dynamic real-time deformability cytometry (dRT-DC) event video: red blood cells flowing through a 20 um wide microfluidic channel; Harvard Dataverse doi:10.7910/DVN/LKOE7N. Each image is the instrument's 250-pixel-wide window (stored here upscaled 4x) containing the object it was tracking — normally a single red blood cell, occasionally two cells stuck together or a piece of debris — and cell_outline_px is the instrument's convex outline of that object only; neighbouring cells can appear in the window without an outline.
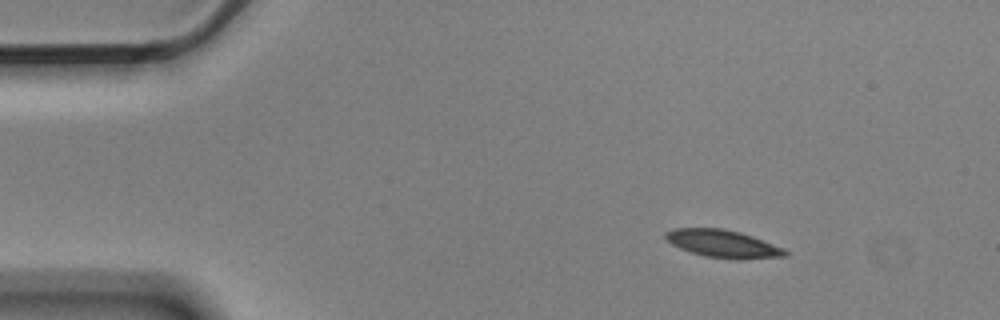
{"species": "Egyptian fruit bat (a non-hibernating species)", "species_latin": "Rousettus aegyptiacus", "temperature_condition": "cold", "stored_images_in_passage": 3, "segment_of_instrument_passage": [1, 2], "camera_frame_rate_fps": 3000, "um_per_image_px": 0.085, "animal": {"sex": "male"}, "frame": {"image": 1, "passage_image": 1, "time_ms": 0.0, "image_size_px": [1000, 320], "cell_outline_px": [[788, 256], [740, 260], [736, 260], [704, 256], [680, 248], [672, 244], [664, 236], [664, 232], [672, 228], [724, 228], [740, 232], [752, 236], [784, 248], [788, 252]], "centroid_in_image_um": [61.46, 20.72], "position_along_channel_um": 23.5, "area_um2": 19.42}}